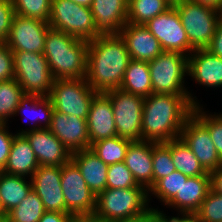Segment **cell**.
Segmentation results:
<instances>
[{
  "label": "cell",
  "instance_id": "6da1fadb",
  "mask_svg": "<svg viewBox=\"0 0 222 222\" xmlns=\"http://www.w3.org/2000/svg\"><path fill=\"white\" fill-rule=\"evenodd\" d=\"M120 35H100L88 41L85 78L96 93L120 88L130 61Z\"/></svg>",
  "mask_w": 222,
  "mask_h": 222
},
{
  "label": "cell",
  "instance_id": "7a4b0ae2",
  "mask_svg": "<svg viewBox=\"0 0 222 222\" xmlns=\"http://www.w3.org/2000/svg\"><path fill=\"white\" fill-rule=\"evenodd\" d=\"M194 106L189 95L150 94L144 98L142 140L166 143L180 138Z\"/></svg>",
  "mask_w": 222,
  "mask_h": 222
},
{
  "label": "cell",
  "instance_id": "3957f363",
  "mask_svg": "<svg viewBox=\"0 0 222 222\" xmlns=\"http://www.w3.org/2000/svg\"><path fill=\"white\" fill-rule=\"evenodd\" d=\"M88 41L49 28L43 55L55 80L85 78Z\"/></svg>",
  "mask_w": 222,
  "mask_h": 222
},
{
  "label": "cell",
  "instance_id": "277c9868",
  "mask_svg": "<svg viewBox=\"0 0 222 222\" xmlns=\"http://www.w3.org/2000/svg\"><path fill=\"white\" fill-rule=\"evenodd\" d=\"M149 191L139 185L132 188H106L96 196L94 216L113 222L125 218L143 215L149 207Z\"/></svg>",
  "mask_w": 222,
  "mask_h": 222
},
{
  "label": "cell",
  "instance_id": "5b68a950",
  "mask_svg": "<svg viewBox=\"0 0 222 222\" xmlns=\"http://www.w3.org/2000/svg\"><path fill=\"white\" fill-rule=\"evenodd\" d=\"M152 82V93L168 95H189L196 106L198 100L184 87L185 75L188 76V56L179 52L163 51L148 62Z\"/></svg>",
  "mask_w": 222,
  "mask_h": 222
},
{
  "label": "cell",
  "instance_id": "8992f818",
  "mask_svg": "<svg viewBox=\"0 0 222 222\" xmlns=\"http://www.w3.org/2000/svg\"><path fill=\"white\" fill-rule=\"evenodd\" d=\"M14 78L24 94L49 96L55 81L47 59L42 53L12 51Z\"/></svg>",
  "mask_w": 222,
  "mask_h": 222
},
{
  "label": "cell",
  "instance_id": "52a82bcc",
  "mask_svg": "<svg viewBox=\"0 0 222 222\" xmlns=\"http://www.w3.org/2000/svg\"><path fill=\"white\" fill-rule=\"evenodd\" d=\"M174 7L187 33L190 48L193 51L207 49L221 19L220 12L191 0H184Z\"/></svg>",
  "mask_w": 222,
  "mask_h": 222
},
{
  "label": "cell",
  "instance_id": "ba28073f",
  "mask_svg": "<svg viewBox=\"0 0 222 222\" xmlns=\"http://www.w3.org/2000/svg\"><path fill=\"white\" fill-rule=\"evenodd\" d=\"M48 23L51 28L82 40L90 41L100 36L91 9L69 0H52Z\"/></svg>",
  "mask_w": 222,
  "mask_h": 222
},
{
  "label": "cell",
  "instance_id": "9c48e42d",
  "mask_svg": "<svg viewBox=\"0 0 222 222\" xmlns=\"http://www.w3.org/2000/svg\"><path fill=\"white\" fill-rule=\"evenodd\" d=\"M96 94L86 78L57 79L49 97L55 111L87 120L92 99Z\"/></svg>",
  "mask_w": 222,
  "mask_h": 222
},
{
  "label": "cell",
  "instance_id": "30bf717a",
  "mask_svg": "<svg viewBox=\"0 0 222 222\" xmlns=\"http://www.w3.org/2000/svg\"><path fill=\"white\" fill-rule=\"evenodd\" d=\"M105 94L112 103L117 136L130 141H141L144 98L121 88Z\"/></svg>",
  "mask_w": 222,
  "mask_h": 222
},
{
  "label": "cell",
  "instance_id": "8fae6325",
  "mask_svg": "<svg viewBox=\"0 0 222 222\" xmlns=\"http://www.w3.org/2000/svg\"><path fill=\"white\" fill-rule=\"evenodd\" d=\"M61 187L65 213L73 216L94 214L96 196L87 186L80 169L72 160L61 166Z\"/></svg>",
  "mask_w": 222,
  "mask_h": 222
},
{
  "label": "cell",
  "instance_id": "7c38bea8",
  "mask_svg": "<svg viewBox=\"0 0 222 222\" xmlns=\"http://www.w3.org/2000/svg\"><path fill=\"white\" fill-rule=\"evenodd\" d=\"M144 26L158 39L164 51L179 52L186 56L193 52L174 6L152 18Z\"/></svg>",
  "mask_w": 222,
  "mask_h": 222
},
{
  "label": "cell",
  "instance_id": "4fadbf2b",
  "mask_svg": "<svg viewBox=\"0 0 222 222\" xmlns=\"http://www.w3.org/2000/svg\"><path fill=\"white\" fill-rule=\"evenodd\" d=\"M49 23L15 14L5 44L11 51L44 52Z\"/></svg>",
  "mask_w": 222,
  "mask_h": 222
},
{
  "label": "cell",
  "instance_id": "5bb4252c",
  "mask_svg": "<svg viewBox=\"0 0 222 222\" xmlns=\"http://www.w3.org/2000/svg\"><path fill=\"white\" fill-rule=\"evenodd\" d=\"M180 138L194 153L206 172L210 173L222 165L208 129L193 114L183 125Z\"/></svg>",
  "mask_w": 222,
  "mask_h": 222
},
{
  "label": "cell",
  "instance_id": "9a60e30c",
  "mask_svg": "<svg viewBox=\"0 0 222 222\" xmlns=\"http://www.w3.org/2000/svg\"><path fill=\"white\" fill-rule=\"evenodd\" d=\"M23 134L30 143L39 165L62 166L71 160V153L49 130L37 128L17 132Z\"/></svg>",
  "mask_w": 222,
  "mask_h": 222
},
{
  "label": "cell",
  "instance_id": "2e32d148",
  "mask_svg": "<svg viewBox=\"0 0 222 222\" xmlns=\"http://www.w3.org/2000/svg\"><path fill=\"white\" fill-rule=\"evenodd\" d=\"M29 179L32 182V189L40 197L46 211L65 213L61 166L39 165Z\"/></svg>",
  "mask_w": 222,
  "mask_h": 222
},
{
  "label": "cell",
  "instance_id": "e0dca14e",
  "mask_svg": "<svg viewBox=\"0 0 222 222\" xmlns=\"http://www.w3.org/2000/svg\"><path fill=\"white\" fill-rule=\"evenodd\" d=\"M49 130L72 154L90 149L87 120L53 110Z\"/></svg>",
  "mask_w": 222,
  "mask_h": 222
},
{
  "label": "cell",
  "instance_id": "ac0fdd59",
  "mask_svg": "<svg viewBox=\"0 0 222 222\" xmlns=\"http://www.w3.org/2000/svg\"><path fill=\"white\" fill-rule=\"evenodd\" d=\"M87 127L90 146L97 141L117 136L112 103L105 93H97L93 97Z\"/></svg>",
  "mask_w": 222,
  "mask_h": 222
},
{
  "label": "cell",
  "instance_id": "d6986e66",
  "mask_svg": "<svg viewBox=\"0 0 222 222\" xmlns=\"http://www.w3.org/2000/svg\"><path fill=\"white\" fill-rule=\"evenodd\" d=\"M119 35L131 59L150 62L164 51L158 39L144 25L126 23Z\"/></svg>",
  "mask_w": 222,
  "mask_h": 222
},
{
  "label": "cell",
  "instance_id": "ffe728a7",
  "mask_svg": "<svg viewBox=\"0 0 222 222\" xmlns=\"http://www.w3.org/2000/svg\"><path fill=\"white\" fill-rule=\"evenodd\" d=\"M90 9L100 35H119L127 23L128 0H93Z\"/></svg>",
  "mask_w": 222,
  "mask_h": 222
},
{
  "label": "cell",
  "instance_id": "44dd1931",
  "mask_svg": "<svg viewBox=\"0 0 222 222\" xmlns=\"http://www.w3.org/2000/svg\"><path fill=\"white\" fill-rule=\"evenodd\" d=\"M210 174L188 177L183 180L180 191L166 205L176 208L179 215H195L210 191Z\"/></svg>",
  "mask_w": 222,
  "mask_h": 222
},
{
  "label": "cell",
  "instance_id": "7402d4cb",
  "mask_svg": "<svg viewBox=\"0 0 222 222\" xmlns=\"http://www.w3.org/2000/svg\"><path fill=\"white\" fill-rule=\"evenodd\" d=\"M188 75L206 87H222V58L207 49L194 50L188 56Z\"/></svg>",
  "mask_w": 222,
  "mask_h": 222
},
{
  "label": "cell",
  "instance_id": "603a6c76",
  "mask_svg": "<svg viewBox=\"0 0 222 222\" xmlns=\"http://www.w3.org/2000/svg\"><path fill=\"white\" fill-rule=\"evenodd\" d=\"M153 142L132 141L127 149L124 163L132 172L138 185L148 191L153 186Z\"/></svg>",
  "mask_w": 222,
  "mask_h": 222
},
{
  "label": "cell",
  "instance_id": "cb8c5ba5",
  "mask_svg": "<svg viewBox=\"0 0 222 222\" xmlns=\"http://www.w3.org/2000/svg\"><path fill=\"white\" fill-rule=\"evenodd\" d=\"M71 160L80 169L82 177L95 196L107 188L109 165L105 164L91 149L72 153Z\"/></svg>",
  "mask_w": 222,
  "mask_h": 222
},
{
  "label": "cell",
  "instance_id": "d4e9b609",
  "mask_svg": "<svg viewBox=\"0 0 222 222\" xmlns=\"http://www.w3.org/2000/svg\"><path fill=\"white\" fill-rule=\"evenodd\" d=\"M38 167L39 163L27 138L23 134H15L2 172L31 178Z\"/></svg>",
  "mask_w": 222,
  "mask_h": 222
},
{
  "label": "cell",
  "instance_id": "484cf974",
  "mask_svg": "<svg viewBox=\"0 0 222 222\" xmlns=\"http://www.w3.org/2000/svg\"><path fill=\"white\" fill-rule=\"evenodd\" d=\"M0 171V205L5 212L20 204L32 189L31 179Z\"/></svg>",
  "mask_w": 222,
  "mask_h": 222
},
{
  "label": "cell",
  "instance_id": "4316f807",
  "mask_svg": "<svg viewBox=\"0 0 222 222\" xmlns=\"http://www.w3.org/2000/svg\"><path fill=\"white\" fill-rule=\"evenodd\" d=\"M120 88L143 98L152 94L148 62L130 59Z\"/></svg>",
  "mask_w": 222,
  "mask_h": 222
},
{
  "label": "cell",
  "instance_id": "83f0119b",
  "mask_svg": "<svg viewBox=\"0 0 222 222\" xmlns=\"http://www.w3.org/2000/svg\"><path fill=\"white\" fill-rule=\"evenodd\" d=\"M40 109L41 111L38 112L39 113L38 115L34 114V115H37V117L31 114L34 117H32L30 120H33L34 121L33 123L35 125H33L31 129H28V130L26 129V131L37 129V128H49L51 124V116H52V112L54 108H53L51 98L49 96L24 94V96L20 99V103L15 112L16 115L23 114V112L25 113L27 111L37 112ZM25 114H28V113H25ZM29 115H26L27 118H30ZM42 119L44 121V123L42 124L43 126L40 124L42 122ZM37 122L38 123L40 122L39 125L37 124Z\"/></svg>",
  "mask_w": 222,
  "mask_h": 222
},
{
  "label": "cell",
  "instance_id": "f1b7e54d",
  "mask_svg": "<svg viewBox=\"0 0 222 222\" xmlns=\"http://www.w3.org/2000/svg\"><path fill=\"white\" fill-rule=\"evenodd\" d=\"M171 156L176 170L184 175L193 177L207 173L181 138L171 140Z\"/></svg>",
  "mask_w": 222,
  "mask_h": 222
},
{
  "label": "cell",
  "instance_id": "f546056e",
  "mask_svg": "<svg viewBox=\"0 0 222 222\" xmlns=\"http://www.w3.org/2000/svg\"><path fill=\"white\" fill-rule=\"evenodd\" d=\"M170 7L165 0H128L127 23L145 25Z\"/></svg>",
  "mask_w": 222,
  "mask_h": 222
},
{
  "label": "cell",
  "instance_id": "4dcf8cb0",
  "mask_svg": "<svg viewBox=\"0 0 222 222\" xmlns=\"http://www.w3.org/2000/svg\"><path fill=\"white\" fill-rule=\"evenodd\" d=\"M45 212L40 197L31 189L19 205L6 213L5 222H39Z\"/></svg>",
  "mask_w": 222,
  "mask_h": 222
},
{
  "label": "cell",
  "instance_id": "1f68e13d",
  "mask_svg": "<svg viewBox=\"0 0 222 222\" xmlns=\"http://www.w3.org/2000/svg\"><path fill=\"white\" fill-rule=\"evenodd\" d=\"M132 141L119 136L97 141L90 146L91 151L105 164L124 162L129 144Z\"/></svg>",
  "mask_w": 222,
  "mask_h": 222
},
{
  "label": "cell",
  "instance_id": "d6a6232c",
  "mask_svg": "<svg viewBox=\"0 0 222 222\" xmlns=\"http://www.w3.org/2000/svg\"><path fill=\"white\" fill-rule=\"evenodd\" d=\"M24 96V91L15 78L0 81V122L7 121L15 116L20 99Z\"/></svg>",
  "mask_w": 222,
  "mask_h": 222
},
{
  "label": "cell",
  "instance_id": "836d02e7",
  "mask_svg": "<svg viewBox=\"0 0 222 222\" xmlns=\"http://www.w3.org/2000/svg\"><path fill=\"white\" fill-rule=\"evenodd\" d=\"M189 176L184 175L178 170H175L170 175L158 180L150 189L149 194H154L157 199L167 205L175 195L180 191L183 180H187Z\"/></svg>",
  "mask_w": 222,
  "mask_h": 222
},
{
  "label": "cell",
  "instance_id": "e575fe53",
  "mask_svg": "<svg viewBox=\"0 0 222 222\" xmlns=\"http://www.w3.org/2000/svg\"><path fill=\"white\" fill-rule=\"evenodd\" d=\"M153 185L163 177L173 173L176 168L171 156V140L166 143L153 142Z\"/></svg>",
  "mask_w": 222,
  "mask_h": 222
},
{
  "label": "cell",
  "instance_id": "d590c367",
  "mask_svg": "<svg viewBox=\"0 0 222 222\" xmlns=\"http://www.w3.org/2000/svg\"><path fill=\"white\" fill-rule=\"evenodd\" d=\"M192 114L208 129L217 154L222 160V114H208L200 105L194 106Z\"/></svg>",
  "mask_w": 222,
  "mask_h": 222
},
{
  "label": "cell",
  "instance_id": "8d00e7d4",
  "mask_svg": "<svg viewBox=\"0 0 222 222\" xmlns=\"http://www.w3.org/2000/svg\"><path fill=\"white\" fill-rule=\"evenodd\" d=\"M15 14L48 23L52 0H11Z\"/></svg>",
  "mask_w": 222,
  "mask_h": 222
},
{
  "label": "cell",
  "instance_id": "74e56055",
  "mask_svg": "<svg viewBox=\"0 0 222 222\" xmlns=\"http://www.w3.org/2000/svg\"><path fill=\"white\" fill-rule=\"evenodd\" d=\"M139 186L124 162L111 164L107 172V188L123 189Z\"/></svg>",
  "mask_w": 222,
  "mask_h": 222
},
{
  "label": "cell",
  "instance_id": "f35d334b",
  "mask_svg": "<svg viewBox=\"0 0 222 222\" xmlns=\"http://www.w3.org/2000/svg\"><path fill=\"white\" fill-rule=\"evenodd\" d=\"M195 216L201 222H222V195L210 189Z\"/></svg>",
  "mask_w": 222,
  "mask_h": 222
},
{
  "label": "cell",
  "instance_id": "ab89813d",
  "mask_svg": "<svg viewBox=\"0 0 222 222\" xmlns=\"http://www.w3.org/2000/svg\"><path fill=\"white\" fill-rule=\"evenodd\" d=\"M15 10L11 0H0V42L8 38Z\"/></svg>",
  "mask_w": 222,
  "mask_h": 222
},
{
  "label": "cell",
  "instance_id": "60d3db41",
  "mask_svg": "<svg viewBox=\"0 0 222 222\" xmlns=\"http://www.w3.org/2000/svg\"><path fill=\"white\" fill-rule=\"evenodd\" d=\"M14 78V58L11 49L0 42V81Z\"/></svg>",
  "mask_w": 222,
  "mask_h": 222
},
{
  "label": "cell",
  "instance_id": "b9f144b4",
  "mask_svg": "<svg viewBox=\"0 0 222 222\" xmlns=\"http://www.w3.org/2000/svg\"><path fill=\"white\" fill-rule=\"evenodd\" d=\"M8 123L0 122V171H2L7 163L10 148L14 139V134L7 129Z\"/></svg>",
  "mask_w": 222,
  "mask_h": 222
},
{
  "label": "cell",
  "instance_id": "7bdbcfd3",
  "mask_svg": "<svg viewBox=\"0 0 222 222\" xmlns=\"http://www.w3.org/2000/svg\"><path fill=\"white\" fill-rule=\"evenodd\" d=\"M165 215L158 208L151 207L144 213V222H179V215L176 217H167Z\"/></svg>",
  "mask_w": 222,
  "mask_h": 222
},
{
  "label": "cell",
  "instance_id": "ee69618b",
  "mask_svg": "<svg viewBox=\"0 0 222 222\" xmlns=\"http://www.w3.org/2000/svg\"><path fill=\"white\" fill-rule=\"evenodd\" d=\"M207 50H209L213 55L222 58V18L218 21L215 34Z\"/></svg>",
  "mask_w": 222,
  "mask_h": 222
},
{
  "label": "cell",
  "instance_id": "f6af8a7d",
  "mask_svg": "<svg viewBox=\"0 0 222 222\" xmlns=\"http://www.w3.org/2000/svg\"><path fill=\"white\" fill-rule=\"evenodd\" d=\"M72 218L69 213L46 211L39 222H71Z\"/></svg>",
  "mask_w": 222,
  "mask_h": 222
},
{
  "label": "cell",
  "instance_id": "bcb514c9",
  "mask_svg": "<svg viewBox=\"0 0 222 222\" xmlns=\"http://www.w3.org/2000/svg\"><path fill=\"white\" fill-rule=\"evenodd\" d=\"M209 174L211 190L222 195V165Z\"/></svg>",
  "mask_w": 222,
  "mask_h": 222
},
{
  "label": "cell",
  "instance_id": "7dc6e473",
  "mask_svg": "<svg viewBox=\"0 0 222 222\" xmlns=\"http://www.w3.org/2000/svg\"><path fill=\"white\" fill-rule=\"evenodd\" d=\"M191 1L206 6L208 8H212L219 12L222 10V0H191Z\"/></svg>",
  "mask_w": 222,
  "mask_h": 222
},
{
  "label": "cell",
  "instance_id": "c3c4849f",
  "mask_svg": "<svg viewBox=\"0 0 222 222\" xmlns=\"http://www.w3.org/2000/svg\"><path fill=\"white\" fill-rule=\"evenodd\" d=\"M71 222H105L94 215L73 216Z\"/></svg>",
  "mask_w": 222,
  "mask_h": 222
},
{
  "label": "cell",
  "instance_id": "681fc988",
  "mask_svg": "<svg viewBox=\"0 0 222 222\" xmlns=\"http://www.w3.org/2000/svg\"><path fill=\"white\" fill-rule=\"evenodd\" d=\"M179 222H201L195 215H182L179 217Z\"/></svg>",
  "mask_w": 222,
  "mask_h": 222
},
{
  "label": "cell",
  "instance_id": "f907efd6",
  "mask_svg": "<svg viewBox=\"0 0 222 222\" xmlns=\"http://www.w3.org/2000/svg\"><path fill=\"white\" fill-rule=\"evenodd\" d=\"M113 222H144V214L138 215L132 218H125L122 220L113 221Z\"/></svg>",
  "mask_w": 222,
  "mask_h": 222
},
{
  "label": "cell",
  "instance_id": "816d5d0a",
  "mask_svg": "<svg viewBox=\"0 0 222 222\" xmlns=\"http://www.w3.org/2000/svg\"><path fill=\"white\" fill-rule=\"evenodd\" d=\"M71 2H74L76 4L86 6V7H91L93 0H69Z\"/></svg>",
  "mask_w": 222,
  "mask_h": 222
},
{
  "label": "cell",
  "instance_id": "f5cc1de1",
  "mask_svg": "<svg viewBox=\"0 0 222 222\" xmlns=\"http://www.w3.org/2000/svg\"><path fill=\"white\" fill-rule=\"evenodd\" d=\"M170 6H175L184 0H165Z\"/></svg>",
  "mask_w": 222,
  "mask_h": 222
},
{
  "label": "cell",
  "instance_id": "db71d44e",
  "mask_svg": "<svg viewBox=\"0 0 222 222\" xmlns=\"http://www.w3.org/2000/svg\"><path fill=\"white\" fill-rule=\"evenodd\" d=\"M0 219H6V214H5V212L3 211L1 205H0Z\"/></svg>",
  "mask_w": 222,
  "mask_h": 222
}]
</instances>
